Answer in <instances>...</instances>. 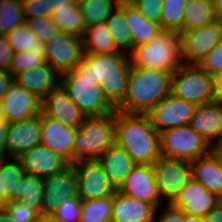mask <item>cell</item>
I'll return each mask as SVG.
<instances>
[{
    "mask_svg": "<svg viewBox=\"0 0 222 222\" xmlns=\"http://www.w3.org/2000/svg\"><path fill=\"white\" fill-rule=\"evenodd\" d=\"M215 20L211 0H187L184 8L183 32L209 25Z\"/></svg>",
    "mask_w": 222,
    "mask_h": 222,
    "instance_id": "f546056e",
    "label": "cell"
},
{
    "mask_svg": "<svg viewBox=\"0 0 222 222\" xmlns=\"http://www.w3.org/2000/svg\"><path fill=\"white\" fill-rule=\"evenodd\" d=\"M171 72L141 68L131 63L127 91L117 111L147 114L163 97L170 94Z\"/></svg>",
    "mask_w": 222,
    "mask_h": 222,
    "instance_id": "3957f363",
    "label": "cell"
},
{
    "mask_svg": "<svg viewBox=\"0 0 222 222\" xmlns=\"http://www.w3.org/2000/svg\"><path fill=\"white\" fill-rule=\"evenodd\" d=\"M189 126L214 147L222 137V103L198 105Z\"/></svg>",
    "mask_w": 222,
    "mask_h": 222,
    "instance_id": "603a6c76",
    "label": "cell"
},
{
    "mask_svg": "<svg viewBox=\"0 0 222 222\" xmlns=\"http://www.w3.org/2000/svg\"><path fill=\"white\" fill-rule=\"evenodd\" d=\"M47 2L49 3V6L52 7L53 11L73 4L72 0H48Z\"/></svg>",
    "mask_w": 222,
    "mask_h": 222,
    "instance_id": "db71d44e",
    "label": "cell"
},
{
    "mask_svg": "<svg viewBox=\"0 0 222 222\" xmlns=\"http://www.w3.org/2000/svg\"><path fill=\"white\" fill-rule=\"evenodd\" d=\"M9 122L5 119L4 113L2 112L1 106H0V126H9Z\"/></svg>",
    "mask_w": 222,
    "mask_h": 222,
    "instance_id": "94428289",
    "label": "cell"
},
{
    "mask_svg": "<svg viewBox=\"0 0 222 222\" xmlns=\"http://www.w3.org/2000/svg\"><path fill=\"white\" fill-rule=\"evenodd\" d=\"M78 196L77 177L70 165L63 172L43 178L41 213L53 214L60 202Z\"/></svg>",
    "mask_w": 222,
    "mask_h": 222,
    "instance_id": "5bb4252c",
    "label": "cell"
},
{
    "mask_svg": "<svg viewBox=\"0 0 222 222\" xmlns=\"http://www.w3.org/2000/svg\"><path fill=\"white\" fill-rule=\"evenodd\" d=\"M129 55L133 65L173 73L182 64L181 33L162 30L155 39L135 47Z\"/></svg>",
    "mask_w": 222,
    "mask_h": 222,
    "instance_id": "277c9868",
    "label": "cell"
},
{
    "mask_svg": "<svg viewBox=\"0 0 222 222\" xmlns=\"http://www.w3.org/2000/svg\"><path fill=\"white\" fill-rule=\"evenodd\" d=\"M60 85L86 117L102 116L116 111L100 84L84 76L76 68L60 75Z\"/></svg>",
    "mask_w": 222,
    "mask_h": 222,
    "instance_id": "8992f818",
    "label": "cell"
},
{
    "mask_svg": "<svg viewBox=\"0 0 222 222\" xmlns=\"http://www.w3.org/2000/svg\"><path fill=\"white\" fill-rule=\"evenodd\" d=\"M184 222H204V219L185 213V221Z\"/></svg>",
    "mask_w": 222,
    "mask_h": 222,
    "instance_id": "91938a15",
    "label": "cell"
},
{
    "mask_svg": "<svg viewBox=\"0 0 222 222\" xmlns=\"http://www.w3.org/2000/svg\"><path fill=\"white\" fill-rule=\"evenodd\" d=\"M192 178L222 198V156L212 149L190 162Z\"/></svg>",
    "mask_w": 222,
    "mask_h": 222,
    "instance_id": "cb8c5ba5",
    "label": "cell"
},
{
    "mask_svg": "<svg viewBox=\"0 0 222 222\" xmlns=\"http://www.w3.org/2000/svg\"><path fill=\"white\" fill-rule=\"evenodd\" d=\"M163 0H138L136 8L147 20L160 23Z\"/></svg>",
    "mask_w": 222,
    "mask_h": 222,
    "instance_id": "ee69618b",
    "label": "cell"
},
{
    "mask_svg": "<svg viewBox=\"0 0 222 222\" xmlns=\"http://www.w3.org/2000/svg\"><path fill=\"white\" fill-rule=\"evenodd\" d=\"M42 100L13 81L0 100L5 119L11 123L41 113Z\"/></svg>",
    "mask_w": 222,
    "mask_h": 222,
    "instance_id": "2e32d148",
    "label": "cell"
},
{
    "mask_svg": "<svg viewBox=\"0 0 222 222\" xmlns=\"http://www.w3.org/2000/svg\"><path fill=\"white\" fill-rule=\"evenodd\" d=\"M26 22L39 41L45 43L60 32L53 19L48 16L29 19Z\"/></svg>",
    "mask_w": 222,
    "mask_h": 222,
    "instance_id": "ab89813d",
    "label": "cell"
},
{
    "mask_svg": "<svg viewBox=\"0 0 222 222\" xmlns=\"http://www.w3.org/2000/svg\"><path fill=\"white\" fill-rule=\"evenodd\" d=\"M51 18L60 31L77 37L82 36L85 29V24L81 13V8L78 4L73 3L71 6L54 10Z\"/></svg>",
    "mask_w": 222,
    "mask_h": 222,
    "instance_id": "1f68e13d",
    "label": "cell"
},
{
    "mask_svg": "<svg viewBox=\"0 0 222 222\" xmlns=\"http://www.w3.org/2000/svg\"><path fill=\"white\" fill-rule=\"evenodd\" d=\"M46 63V54L41 52H19L14 53L10 64V73L13 77L21 72L43 66Z\"/></svg>",
    "mask_w": 222,
    "mask_h": 222,
    "instance_id": "f35d334b",
    "label": "cell"
},
{
    "mask_svg": "<svg viewBox=\"0 0 222 222\" xmlns=\"http://www.w3.org/2000/svg\"><path fill=\"white\" fill-rule=\"evenodd\" d=\"M116 7H131L136 6L138 0H114Z\"/></svg>",
    "mask_w": 222,
    "mask_h": 222,
    "instance_id": "9f6ffc18",
    "label": "cell"
},
{
    "mask_svg": "<svg viewBox=\"0 0 222 222\" xmlns=\"http://www.w3.org/2000/svg\"><path fill=\"white\" fill-rule=\"evenodd\" d=\"M81 41L85 54L124 52L116 47L106 23L85 27Z\"/></svg>",
    "mask_w": 222,
    "mask_h": 222,
    "instance_id": "83f0119b",
    "label": "cell"
},
{
    "mask_svg": "<svg viewBox=\"0 0 222 222\" xmlns=\"http://www.w3.org/2000/svg\"><path fill=\"white\" fill-rule=\"evenodd\" d=\"M197 108L173 94L163 97L147 114L153 127L160 134L171 128L189 125Z\"/></svg>",
    "mask_w": 222,
    "mask_h": 222,
    "instance_id": "7c38bea8",
    "label": "cell"
},
{
    "mask_svg": "<svg viewBox=\"0 0 222 222\" xmlns=\"http://www.w3.org/2000/svg\"><path fill=\"white\" fill-rule=\"evenodd\" d=\"M0 222H10L9 214L4 207L0 208Z\"/></svg>",
    "mask_w": 222,
    "mask_h": 222,
    "instance_id": "680465c9",
    "label": "cell"
},
{
    "mask_svg": "<svg viewBox=\"0 0 222 222\" xmlns=\"http://www.w3.org/2000/svg\"><path fill=\"white\" fill-rule=\"evenodd\" d=\"M216 101L222 103V69L212 75Z\"/></svg>",
    "mask_w": 222,
    "mask_h": 222,
    "instance_id": "681fc988",
    "label": "cell"
},
{
    "mask_svg": "<svg viewBox=\"0 0 222 222\" xmlns=\"http://www.w3.org/2000/svg\"><path fill=\"white\" fill-rule=\"evenodd\" d=\"M81 203L79 196L65 199L59 203L53 215L61 222H80Z\"/></svg>",
    "mask_w": 222,
    "mask_h": 222,
    "instance_id": "60d3db41",
    "label": "cell"
},
{
    "mask_svg": "<svg viewBox=\"0 0 222 222\" xmlns=\"http://www.w3.org/2000/svg\"><path fill=\"white\" fill-rule=\"evenodd\" d=\"M158 210L153 204L127 196L116 189L111 222H154Z\"/></svg>",
    "mask_w": 222,
    "mask_h": 222,
    "instance_id": "7402d4cb",
    "label": "cell"
},
{
    "mask_svg": "<svg viewBox=\"0 0 222 222\" xmlns=\"http://www.w3.org/2000/svg\"><path fill=\"white\" fill-rule=\"evenodd\" d=\"M187 0H163L160 26L162 30L183 32L184 8Z\"/></svg>",
    "mask_w": 222,
    "mask_h": 222,
    "instance_id": "d590c367",
    "label": "cell"
},
{
    "mask_svg": "<svg viewBox=\"0 0 222 222\" xmlns=\"http://www.w3.org/2000/svg\"><path fill=\"white\" fill-rule=\"evenodd\" d=\"M41 144L55 151L72 165V147L77 128L65 125L42 113Z\"/></svg>",
    "mask_w": 222,
    "mask_h": 222,
    "instance_id": "ffe728a7",
    "label": "cell"
},
{
    "mask_svg": "<svg viewBox=\"0 0 222 222\" xmlns=\"http://www.w3.org/2000/svg\"><path fill=\"white\" fill-rule=\"evenodd\" d=\"M46 63L60 76L72 71L84 57L81 37L60 31L45 43Z\"/></svg>",
    "mask_w": 222,
    "mask_h": 222,
    "instance_id": "30bf717a",
    "label": "cell"
},
{
    "mask_svg": "<svg viewBox=\"0 0 222 222\" xmlns=\"http://www.w3.org/2000/svg\"><path fill=\"white\" fill-rule=\"evenodd\" d=\"M115 144L138 165H153L161 156L160 134L148 114L115 111Z\"/></svg>",
    "mask_w": 222,
    "mask_h": 222,
    "instance_id": "6da1fadb",
    "label": "cell"
},
{
    "mask_svg": "<svg viewBox=\"0 0 222 222\" xmlns=\"http://www.w3.org/2000/svg\"><path fill=\"white\" fill-rule=\"evenodd\" d=\"M97 160L115 189L120 188L127 175L137 165L128 153L116 144L104 151Z\"/></svg>",
    "mask_w": 222,
    "mask_h": 222,
    "instance_id": "d4e9b609",
    "label": "cell"
},
{
    "mask_svg": "<svg viewBox=\"0 0 222 222\" xmlns=\"http://www.w3.org/2000/svg\"><path fill=\"white\" fill-rule=\"evenodd\" d=\"M213 147L189 125L171 128L160 133L162 156L193 161L208 154Z\"/></svg>",
    "mask_w": 222,
    "mask_h": 222,
    "instance_id": "ba28073f",
    "label": "cell"
},
{
    "mask_svg": "<svg viewBox=\"0 0 222 222\" xmlns=\"http://www.w3.org/2000/svg\"><path fill=\"white\" fill-rule=\"evenodd\" d=\"M72 1H73L74 4L80 5V4H82V3H84V2H86L88 0H72Z\"/></svg>",
    "mask_w": 222,
    "mask_h": 222,
    "instance_id": "be15d7a7",
    "label": "cell"
},
{
    "mask_svg": "<svg viewBox=\"0 0 222 222\" xmlns=\"http://www.w3.org/2000/svg\"><path fill=\"white\" fill-rule=\"evenodd\" d=\"M113 194L96 199L82 200L80 222H111Z\"/></svg>",
    "mask_w": 222,
    "mask_h": 222,
    "instance_id": "836d02e7",
    "label": "cell"
},
{
    "mask_svg": "<svg viewBox=\"0 0 222 222\" xmlns=\"http://www.w3.org/2000/svg\"><path fill=\"white\" fill-rule=\"evenodd\" d=\"M14 51L5 35H0V70L10 73V64Z\"/></svg>",
    "mask_w": 222,
    "mask_h": 222,
    "instance_id": "bcb514c9",
    "label": "cell"
},
{
    "mask_svg": "<svg viewBox=\"0 0 222 222\" xmlns=\"http://www.w3.org/2000/svg\"><path fill=\"white\" fill-rule=\"evenodd\" d=\"M4 188H5V185H2L1 177H0V208L4 207L5 204L8 202L4 198Z\"/></svg>",
    "mask_w": 222,
    "mask_h": 222,
    "instance_id": "6f0895ef",
    "label": "cell"
},
{
    "mask_svg": "<svg viewBox=\"0 0 222 222\" xmlns=\"http://www.w3.org/2000/svg\"><path fill=\"white\" fill-rule=\"evenodd\" d=\"M221 201V197L192 178L170 204L184 213L204 218Z\"/></svg>",
    "mask_w": 222,
    "mask_h": 222,
    "instance_id": "e0dca14e",
    "label": "cell"
},
{
    "mask_svg": "<svg viewBox=\"0 0 222 222\" xmlns=\"http://www.w3.org/2000/svg\"><path fill=\"white\" fill-rule=\"evenodd\" d=\"M129 53L84 54L75 67L81 74L98 82L110 103L116 108L124 99L131 65Z\"/></svg>",
    "mask_w": 222,
    "mask_h": 222,
    "instance_id": "7a4b0ae2",
    "label": "cell"
},
{
    "mask_svg": "<svg viewBox=\"0 0 222 222\" xmlns=\"http://www.w3.org/2000/svg\"><path fill=\"white\" fill-rule=\"evenodd\" d=\"M43 178L24 173L8 202L21 201L41 213Z\"/></svg>",
    "mask_w": 222,
    "mask_h": 222,
    "instance_id": "f1b7e54d",
    "label": "cell"
},
{
    "mask_svg": "<svg viewBox=\"0 0 222 222\" xmlns=\"http://www.w3.org/2000/svg\"><path fill=\"white\" fill-rule=\"evenodd\" d=\"M204 222H222V201L203 218Z\"/></svg>",
    "mask_w": 222,
    "mask_h": 222,
    "instance_id": "f907efd6",
    "label": "cell"
},
{
    "mask_svg": "<svg viewBox=\"0 0 222 222\" xmlns=\"http://www.w3.org/2000/svg\"><path fill=\"white\" fill-rule=\"evenodd\" d=\"M105 23L108 26L116 47L120 51H122L121 49H126V53L128 50L130 54L132 52V37L125 19V7H115Z\"/></svg>",
    "mask_w": 222,
    "mask_h": 222,
    "instance_id": "d6a6232c",
    "label": "cell"
},
{
    "mask_svg": "<svg viewBox=\"0 0 222 222\" xmlns=\"http://www.w3.org/2000/svg\"><path fill=\"white\" fill-rule=\"evenodd\" d=\"M181 36L182 63L199 65L222 40V24L215 20L209 25L181 32Z\"/></svg>",
    "mask_w": 222,
    "mask_h": 222,
    "instance_id": "8fae6325",
    "label": "cell"
},
{
    "mask_svg": "<svg viewBox=\"0 0 222 222\" xmlns=\"http://www.w3.org/2000/svg\"><path fill=\"white\" fill-rule=\"evenodd\" d=\"M42 112L9 124L6 157L18 158L30 148L41 144ZM10 156V157H9Z\"/></svg>",
    "mask_w": 222,
    "mask_h": 222,
    "instance_id": "9a60e30c",
    "label": "cell"
},
{
    "mask_svg": "<svg viewBox=\"0 0 222 222\" xmlns=\"http://www.w3.org/2000/svg\"><path fill=\"white\" fill-rule=\"evenodd\" d=\"M216 21L222 24V0H211Z\"/></svg>",
    "mask_w": 222,
    "mask_h": 222,
    "instance_id": "f5cc1de1",
    "label": "cell"
},
{
    "mask_svg": "<svg viewBox=\"0 0 222 222\" xmlns=\"http://www.w3.org/2000/svg\"><path fill=\"white\" fill-rule=\"evenodd\" d=\"M48 0H21L25 21L33 18L51 17L53 9Z\"/></svg>",
    "mask_w": 222,
    "mask_h": 222,
    "instance_id": "7bdbcfd3",
    "label": "cell"
},
{
    "mask_svg": "<svg viewBox=\"0 0 222 222\" xmlns=\"http://www.w3.org/2000/svg\"><path fill=\"white\" fill-rule=\"evenodd\" d=\"M155 181L161 200L170 204L192 179L190 161L160 156L153 164ZM166 198V199H165Z\"/></svg>",
    "mask_w": 222,
    "mask_h": 222,
    "instance_id": "9c48e42d",
    "label": "cell"
},
{
    "mask_svg": "<svg viewBox=\"0 0 222 222\" xmlns=\"http://www.w3.org/2000/svg\"><path fill=\"white\" fill-rule=\"evenodd\" d=\"M7 161L4 156L0 159V177L4 188V198L10 201L13 196L14 189L18 185L21 177L25 173L18 158H11Z\"/></svg>",
    "mask_w": 222,
    "mask_h": 222,
    "instance_id": "74e56055",
    "label": "cell"
},
{
    "mask_svg": "<svg viewBox=\"0 0 222 222\" xmlns=\"http://www.w3.org/2000/svg\"><path fill=\"white\" fill-rule=\"evenodd\" d=\"M10 222H36L39 212L21 201L7 202L4 206Z\"/></svg>",
    "mask_w": 222,
    "mask_h": 222,
    "instance_id": "b9f144b4",
    "label": "cell"
},
{
    "mask_svg": "<svg viewBox=\"0 0 222 222\" xmlns=\"http://www.w3.org/2000/svg\"><path fill=\"white\" fill-rule=\"evenodd\" d=\"M5 36L14 53L31 51L46 54L45 42L39 41L26 21L16 26Z\"/></svg>",
    "mask_w": 222,
    "mask_h": 222,
    "instance_id": "4dcf8cb0",
    "label": "cell"
},
{
    "mask_svg": "<svg viewBox=\"0 0 222 222\" xmlns=\"http://www.w3.org/2000/svg\"><path fill=\"white\" fill-rule=\"evenodd\" d=\"M25 173L45 178L67 169L70 164L43 144L36 145L18 157Z\"/></svg>",
    "mask_w": 222,
    "mask_h": 222,
    "instance_id": "d6986e66",
    "label": "cell"
},
{
    "mask_svg": "<svg viewBox=\"0 0 222 222\" xmlns=\"http://www.w3.org/2000/svg\"><path fill=\"white\" fill-rule=\"evenodd\" d=\"M77 177L78 194L82 200L110 196L116 189L110 183L97 159L80 160L72 164Z\"/></svg>",
    "mask_w": 222,
    "mask_h": 222,
    "instance_id": "4fadbf2b",
    "label": "cell"
},
{
    "mask_svg": "<svg viewBox=\"0 0 222 222\" xmlns=\"http://www.w3.org/2000/svg\"><path fill=\"white\" fill-rule=\"evenodd\" d=\"M79 6L85 27L105 23L116 7L114 0H88Z\"/></svg>",
    "mask_w": 222,
    "mask_h": 222,
    "instance_id": "e575fe53",
    "label": "cell"
},
{
    "mask_svg": "<svg viewBox=\"0 0 222 222\" xmlns=\"http://www.w3.org/2000/svg\"><path fill=\"white\" fill-rule=\"evenodd\" d=\"M115 112L102 116L85 117L77 128L72 147V164L80 160L98 159L115 145Z\"/></svg>",
    "mask_w": 222,
    "mask_h": 222,
    "instance_id": "5b68a950",
    "label": "cell"
},
{
    "mask_svg": "<svg viewBox=\"0 0 222 222\" xmlns=\"http://www.w3.org/2000/svg\"><path fill=\"white\" fill-rule=\"evenodd\" d=\"M125 19L130 28L132 50L152 41L162 31L159 23L147 20L140 14L136 6L125 7Z\"/></svg>",
    "mask_w": 222,
    "mask_h": 222,
    "instance_id": "4316f807",
    "label": "cell"
},
{
    "mask_svg": "<svg viewBox=\"0 0 222 222\" xmlns=\"http://www.w3.org/2000/svg\"><path fill=\"white\" fill-rule=\"evenodd\" d=\"M25 22L21 0H0V35Z\"/></svg>",
    "mask_w": 222,
    "mask_h": 222,
    "instance_id": "8d00e7d4",
    "label": "cell"
},
{
    "mask_svg": "<svg viewBox=\"0 0 222 222\" xmlns=\"http://www.w3.org/2000/svg\"><path fill=\"white\" fill-rule=\"evenodd\" d=\"M41 112L47 117L76 128L86 117L60 84L42 99Z\"/></svg>",
    "mask_w": 222,
    "mask_h": 222,
    "instance_id": "44dd1931",
    "label": "cell"
},
{
    "mask_svg": "<svg viewBox=\"0 0 222 222\" xmlns=\"http://www.w3.org/2000/svg\"><path fill=\"white\" fill-rule=\"evenodd\" d=\"M14 81L42 100L60 84V76L45 63L43 66L17 74Z\"/></svg>",
    "mask_w": 222,
    "mask_h": 222,
    "instance_id": "484cf974",
    "label": "cell"
},
{
    "mask_svg": "<svg viewBox=\"0 0 222 222\" xmlns=\"http://www.w3.org/2000/svg\"><path fill=\"white\" fill-rule=\"evenodd\" d=\"M199 66L211 75L222 69V40L208 53Z\"/></svg>",
    "mask_w": 222,
    "mask_h": 222,
    "instance_id": "f6af8a7d",
    "label": "cell"
},
{
    "mask_svg": "<svg viewBox=\"0 0 222 222\" xmlns=\"http://www.w3.org/2000/svg\"><path fill=\"white\" fill-rule=\"evenodd\" d=\"M9 126H0V155L6 157V141Z\"/></svg>",
    "mask_w": 222,
    "mask_h": 222,
    "instance_id": "816d5d0a",
    "label": "cell"
},
{
    "mask_svg": "<svg viewBox=\"0 0 222 222\" xmlns=\"http://www.w3.org/2000/svg\"><path fill=\"white\" fill-rule=\"evenodd\" d=\"M36 222H61L53 214L39 213Z\"/></svg>",
    "mask_w": 222,
    "mask_h": 222,
    "instance_id": "11a10c76",
    "label": "cell"
},
{
    "mask_svg": "<svg viewBox=\"0 0 222 222\" xmlns=\"http://www.w3.org/2000/svg\"><path fill=\"white\" fill-rule=\"evenodd\" d=\"M127 196L153 204L157 209L162 205L158 193L153 165H136L118 189Z\"/></svg>",
    "mask_w": 222,
    "mask_h": 222,
    "instance_id": "ac0fdd59",
    "label": "cell"
},
{
    "mask_svg": "<svg viewBox=\"0 0 222 222\" xmlns=\"http://www.w3.org/2000/svg\"><path fill=\"white\" fill-rule=\"evenodd\" d=\"M213 149L222 156V137L218 141V143L213 147Z\"/></svg>",
    "mask_w": 222,
    "mask_h": 222,
    "instance_id": "6125c7cd",
    "label": "cell"
},
{
    "mask_svg": "<svg viewBox=\"0 0 222 222\" xmlns=\"http://www.w3.org/2000/svg\"><path fill=\"white\" fill-rule=\"evenodd\" d=\"M166 206L161 215L156 216L154 222H184L185 213L183 210L174 208L171 204L165 203Z\"/></svg>",
    "mask_w": 222,
    "mask_h": 222,
    "instance_id": "7dc6e473",
    "label": "cell"
},
{
    "mask_svg": "<svg viewBox=\"0 0 222 222\" xmlns=\"http://www.w3.org/2000/svg\"><path fill=\"white\" fill-rule=\"evenodd\" d=\"M170 93L197 106L216 101L212 75L199 65L182 63L171 75Z\"/></svg>",
    "mask_w": 222,
    "mask_h": 222,
    "instance_id": "52a82bcc",
    "label": "cell"
},
{
    "mask_svg": "<svg viewBox=\"0 0 222 222\" xmlns=\"http://www.w3.org/2000/svg\"><path fill=\"white\" fill-rule=\"evenodd\" d=\"M14 81V77L11 73L0 70V100L4 94L8 91L11 83Z\"/></svg>",
    "mask_w": 222,
    "mask_h": 222,
    "instance_id": "c3c4849f",
    "label": "cell"
}]
</instances>
